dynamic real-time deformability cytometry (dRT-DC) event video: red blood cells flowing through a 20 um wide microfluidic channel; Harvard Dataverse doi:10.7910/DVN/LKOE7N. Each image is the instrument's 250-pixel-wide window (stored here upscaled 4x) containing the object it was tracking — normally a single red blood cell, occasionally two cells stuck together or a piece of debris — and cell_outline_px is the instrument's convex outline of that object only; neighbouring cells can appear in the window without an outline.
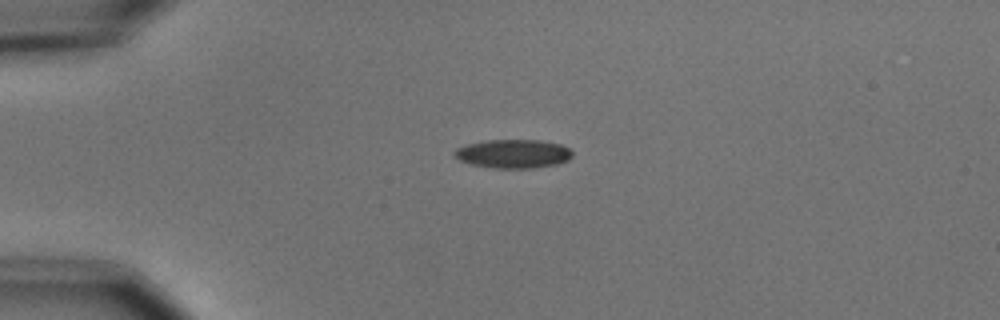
{"species": "common noctule bat (a hibernating species)", "species_latin": "Nyctalus noctula", "temperature_condition": "cold", "stored_images_in_passage": 2, "camera_frame_rate_fps": 3000, "um_per_image_px": 0.085, "animal": {"sex": "male", "body_mass_g": 15.6}, "frame": {"image": 1, "passage_image": 1, "time_ms": 0.0, "image_size_px": [1000, 320], "cell_outline_px": [[572, 156], [568, 160], [556, 164], [536, 168], [492, 168], [472, 164], [460, 160], [452, 156], [452, 152], [456, 148], [468, 144], [488, 140], [540, 140], [560, 144], [568, 148], [572, 152]], "centroid_in_image_um": [43.6, 13.07], "position_along_channel_um": 41.4, "area_um2": 19.77}}